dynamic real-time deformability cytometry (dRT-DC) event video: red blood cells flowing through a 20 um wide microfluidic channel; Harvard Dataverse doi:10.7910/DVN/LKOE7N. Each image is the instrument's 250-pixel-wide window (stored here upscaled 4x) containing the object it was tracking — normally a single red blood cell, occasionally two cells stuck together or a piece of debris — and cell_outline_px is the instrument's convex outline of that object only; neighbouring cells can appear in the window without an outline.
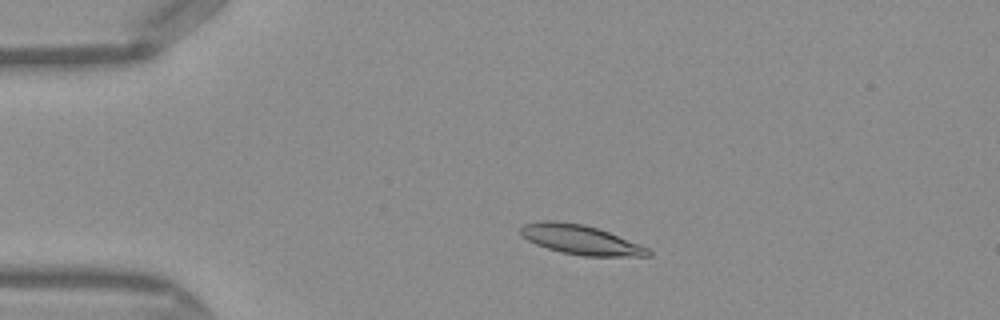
{"species": "Egyptian fruit bat (a non-hibernating species)", "species_latin": "Rousettus aegyptiacus", "temperature_condition": "warm", "stored_images_in_passage": 47, "camera_frame_rate_fps": 3000, "um_per_image_px": 0.085, "frame": {"image": 1, "passage_image": 8, "time_ms": 2.333, "image_size_px": [1000, 320], "cell_outline_px": [[652, 256], [584, 256], [560, 252], [536, 244], [520, 236], [520, 228], [524, 224], [544, 220], [556, 220], [584, 224], [608, 232], [640, 244], [648, 248], [652, 252]], "centroid_in_image_um": [49.33, 20.37], "position_along_channel_um": 35.7, "area_um2": 21.96}}
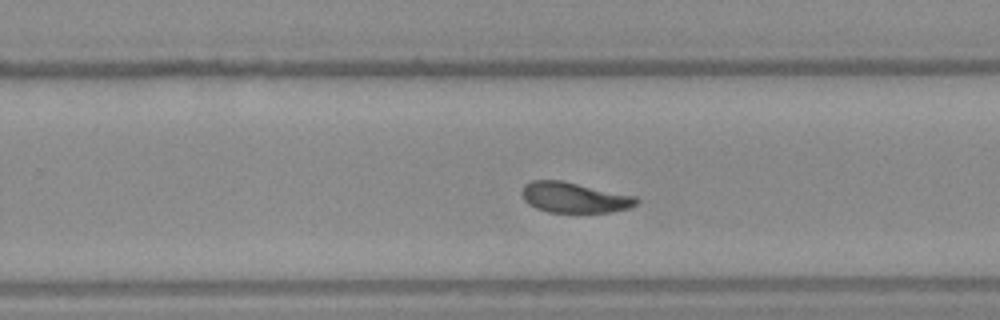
{"frame": {"image": 2, "passage_image": 29, "time_ms": 9.333, "image_size_px": [1000, 320], "cell_outline_px": [[640, 200], [636, 204], [628, 208], [612, 212], [548, 212], [536, 208], [528, 204], [524, 200], [520, 192], [524, 184], [532, 180], [560, 180], [636, 196]], "centroid_in_image_um": [48.78, 16.79], "position_along_channel_um": 281.0, "area_um2": 20.35}}
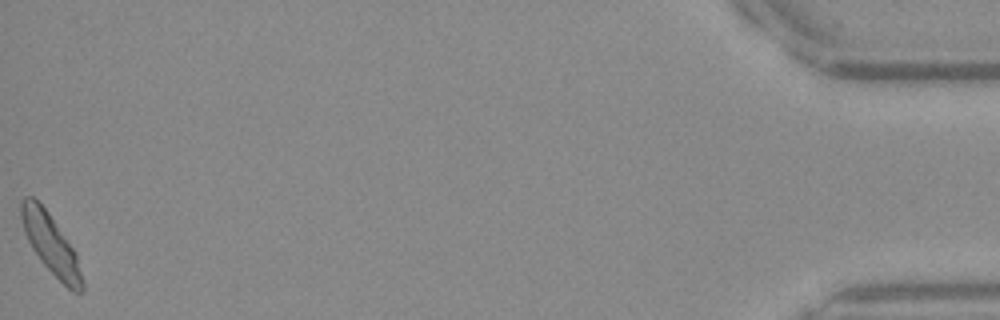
{"frame": {"image": 3, "passage_image": 47, "time_ms": 15.333, "image_size_px": [1000, 320], "cell_outline_px": [[84, 292], [72, 292], [40, 260], [32, 248], [24, 232], [20, 216], [20, 200], [24, 196], [32, 196], [48, 212], [76, 252], [84, 284]], "centroid_in_image_um": [4.31, 20.74], "position_along_channel_um": 430.9, "area_um2": 21.1}, "authors_computed_cell_mechanics": {"area_um2": 21.097, "velocity_mm_per_s": 4.1067, "shape_relaxation_time_tau1_ms": 4.3895, "shape_relaxation_time_tau2_ms": 1.4754, "deformation_change_tau1": 0.1445, "deformation_change_tau2": 0.0703}}